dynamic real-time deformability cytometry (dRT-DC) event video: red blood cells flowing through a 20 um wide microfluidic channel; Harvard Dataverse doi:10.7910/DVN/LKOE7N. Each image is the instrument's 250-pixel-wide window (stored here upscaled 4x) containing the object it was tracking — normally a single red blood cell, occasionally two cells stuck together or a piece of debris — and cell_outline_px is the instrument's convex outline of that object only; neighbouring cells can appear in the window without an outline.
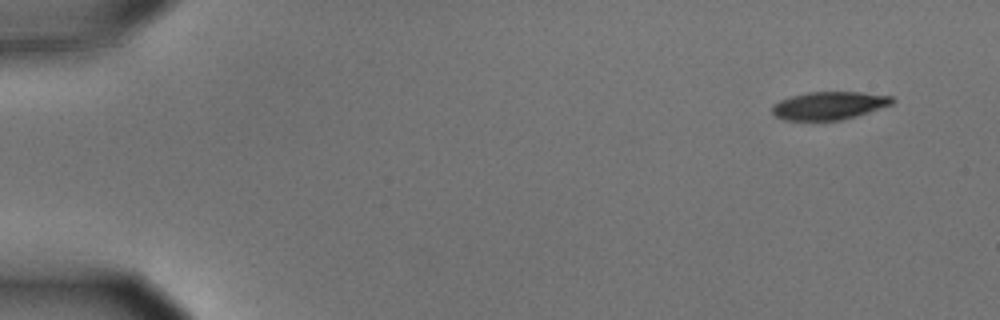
{"species": "common noctule bat (a hibernating species)", "species_latin": "Nyctalus noctula", "temperature_condition": "cold", "stored_images_in_passage": 6, "camera_frame_rate_fps": 3000, "um_per_image_px": 0.085, "animal": {"sex": "male", "body_mass_g": 15.6}, "frame": {"image": 1, "passage_image": 1, "time_ms": 0.0, "image_size_px": [1000, 320], "cell_outline_px": [[896, 100], [892, 104], [856, 116], [840, 120], [784, 120], [776, 116], [772, 112], [772, 104], [780, 100], [792, 96], [808, 92], [860, 92], [892, 96]], "centroid_in_image_um": [70.47, 8.97], "position_along_channel_um": 14.5, "area_um2": 19.48}}
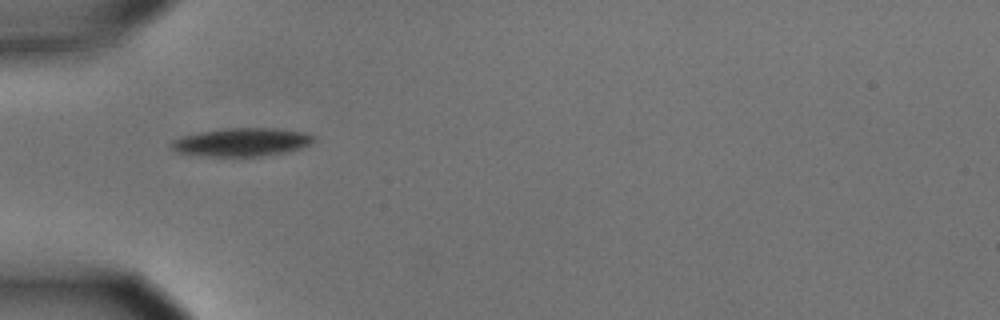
{"frame": {"image": 2, "passage_image": 5, "time_ms": 1.333, "image_size_px": [1000, 320], "cell_outline_px": [[316, 136], [308, 144], [300, 148], [288, 152], [260, 156], [196, 156], [176, 152], [168, 144], [172, 140], [180, 136], [200, 132], [228, 128], [276, 128], [304, 132]], "centroid_in_image_um": [20.48, 12.08], "position_along_channel_um": 64.5, "area_um2": 23.58}}
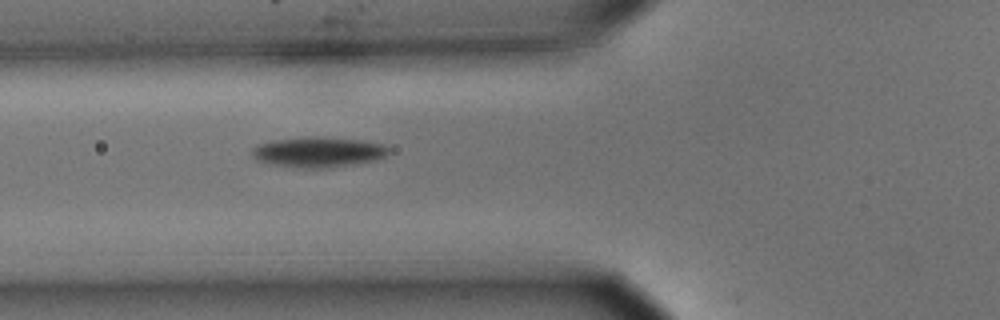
{"frame": {"image": 3, "passage_image": 6, "time_ms": 1.667, "image_size_px": [1000, 320], "cell_outline_px": [[392, 152], [376, 160], [356, 164], [324, 168], [304, 168], [272, 164], [260, 160], [252, 156], [252, 148], [260, 144], [272, 140], [308, 136], [316, 136], [364, 140], [384, 144]], "centroid_in_image_um": [27.11, 12.91], "position_along_channel_um": 98.7, "area_um2": 24.22}}